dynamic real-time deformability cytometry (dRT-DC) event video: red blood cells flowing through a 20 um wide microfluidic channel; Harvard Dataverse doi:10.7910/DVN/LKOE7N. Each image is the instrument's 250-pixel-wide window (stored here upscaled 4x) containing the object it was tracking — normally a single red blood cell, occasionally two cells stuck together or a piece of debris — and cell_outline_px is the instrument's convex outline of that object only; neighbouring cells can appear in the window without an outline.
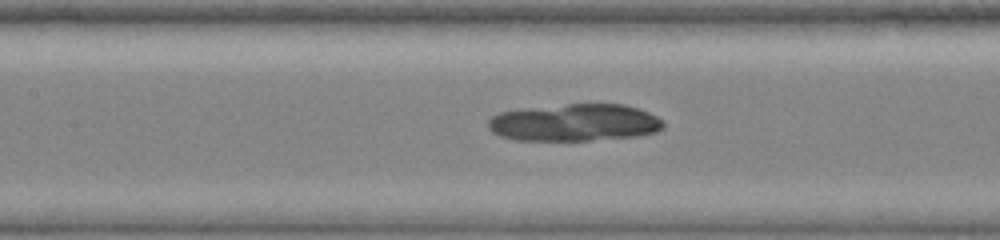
{"species": "common noctule bat (a hibernating species)", "species_latin": "Nyctalus noctula", "temperature_condition": "warm", "stored_images_in_passage": 52, "camera_frame_rate_fps": 3000, "um_per_image_px": 0.085, "animal": {"sex": "female", "body_mass_g": 19.0, "forearm_length_mm": 51.5}, "frame": {"image": 1, "passage_image": 11, "time_ms": 2.333, "image_size_px": [1000, 240], "cell_outline_px": [[664, 128], [656, 132], [636, 136], [592, 140], [512, 140], [500, 136], [492, 132], [488, 128], [488, 120], [492, 116], [500, 112], [528, 108], [568, 104], [624, 104], [648, 112], [664, 120]], "centroid_in_image_um": [48.84, 10.42], "position_along_channel_um": 158.6, "area_um2": 38.03}}
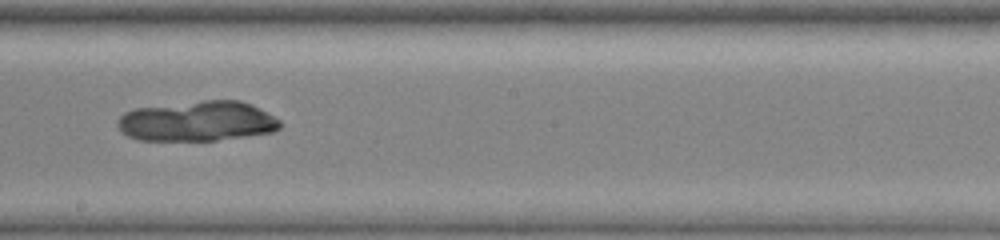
{"frame": {"image": 2, "passage_image": 20, "time_ms": 4.333, "image_size_px": [1000, 240], "cell_outline_px": [[280, 128], [272, 132], [216, 140], [140, 140], [128, 136], [116, 124], [116, 120], [124, 112], [132, 108], [204, 100], [240, 100], [252, 104], [280, 120]], "centroid_in_image_um": [16.75, 10.29], "position_along_channel_um": 231.5, "area_um2": 37.97}}
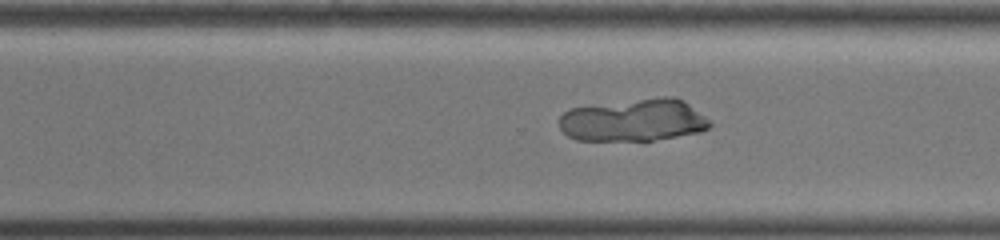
{"frame": {"image": 3, "passage_image": 32, "time_ms": 6.667, "image_size_px": [1000, 240], "cell_outline_px": [[712, 124], [708, 128], [700, 132], [652, 140], [576, 140], [568, 136], [560, 128], [560, 116], [568, 108], [660, 96], [676, 96], [684, 100], [704, 116]], "centroid_in_image_um": [53.86, 10.2], "position_along_channel_um": 316.7, "area_um2": 37.22}}